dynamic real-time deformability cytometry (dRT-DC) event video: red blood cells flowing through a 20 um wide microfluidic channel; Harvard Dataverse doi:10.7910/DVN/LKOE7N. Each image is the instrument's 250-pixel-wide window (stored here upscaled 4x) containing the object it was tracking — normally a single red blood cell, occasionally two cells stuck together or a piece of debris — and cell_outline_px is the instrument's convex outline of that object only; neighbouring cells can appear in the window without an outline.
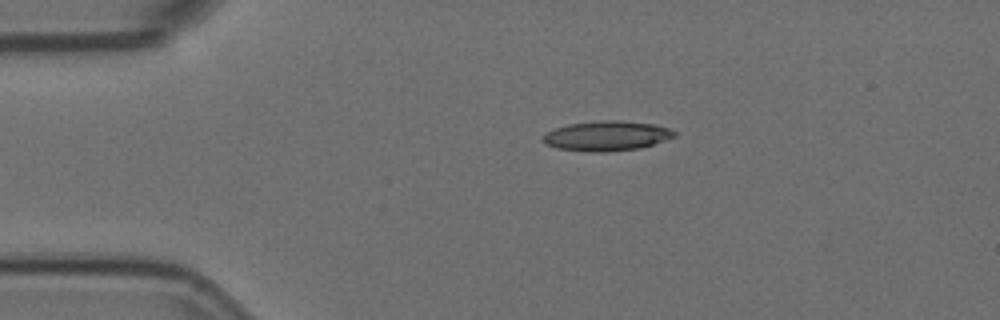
{"species": "Egyptian fruit bat (a non-hibernating species)", "species_latin": "Rousettus aegyptiacus", "temperature_condition": "room temperature", "stored_images_in_passage": 2, "camera_frame_rate_fps": 3000, "um_per_image_px": 0.085, "animal": {"sex": "female"}, "frame": {"image": 1, "passage_image": 1, "time_ms": 0.0, "image_size_px": [1000, 320], "cell_outline_px": [[676, 136], [640, 148], [604, 152], [592, 152], [556, 148], [544, 144], [540, 140], [544, 132], [568, 124], [604, 120], [620, 120], [656, 124], [668, 128], [676, 132]], "centroid_in_image_um": [51.52, 11.54], "position_along_channel_um": 33.5, "area_um2": 23.0}}